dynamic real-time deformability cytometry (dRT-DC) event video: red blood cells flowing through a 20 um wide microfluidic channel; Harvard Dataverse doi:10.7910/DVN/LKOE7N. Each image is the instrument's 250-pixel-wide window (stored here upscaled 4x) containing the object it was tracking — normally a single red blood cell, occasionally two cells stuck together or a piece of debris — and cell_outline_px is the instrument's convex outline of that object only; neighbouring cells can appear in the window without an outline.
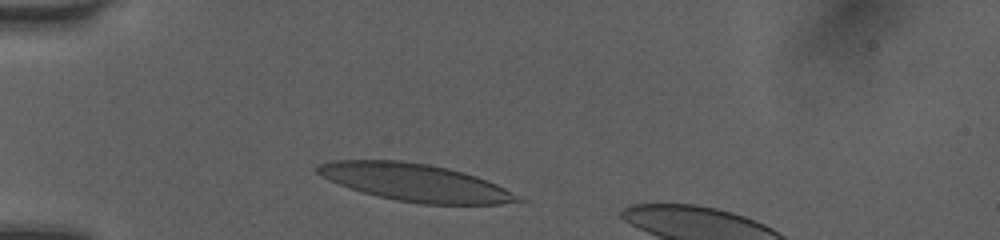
{"species": "human", "species_latin": "Homo sapiens", "temperature_condition": "room temperature", "stored_images_in_passage": 32, "camera_frame_rate_fps": 3000, "um_per_image_px": 0.085, "donor": {"sex": "female"}, "frame": {"image": 1, "passage_image": 4, "time_ms": 1.0, "image_size_px": [1000, 240], "cell_outline_px": [[528, 200], [500, 204], [424, 204], [396, 200], [364, 192], [328, 180], [316, 172], [316, 164], [332, 160], [400, 160], [428, 164], [448, 168], [464, 172], [476, 176], [496, 184]], "centroid_in_image_um": [35.3, 15.5], "position_along_channel_um": 49.7, "area_um2": 43.47}}
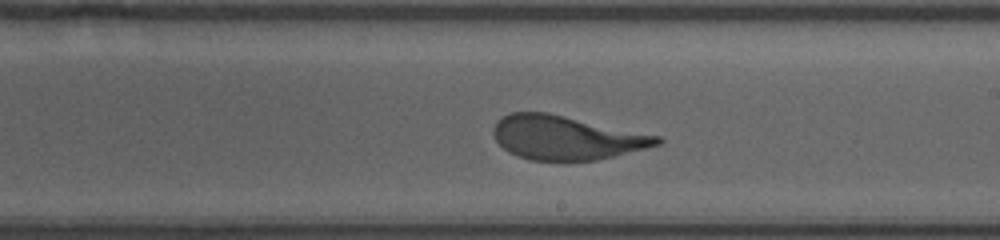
{"frame": {"image": 2, "passage_image": 20, "time_ms": 6.333, "image_size_px": [1000, 240], "cell_outline_px": [[664, 140], [660, 144], [596, 160], [564, 164], [528, 160], [516, 156], [508, 152], [496, 140], [492, 132], [492, 128], [496, 120], [500, 116], [512, 112], [548, 112], [660, 136]], "centroid_in_image_um": [48.06, 11.73], "position_along_channel_um": 240.9, "area_um2": 42.83}}
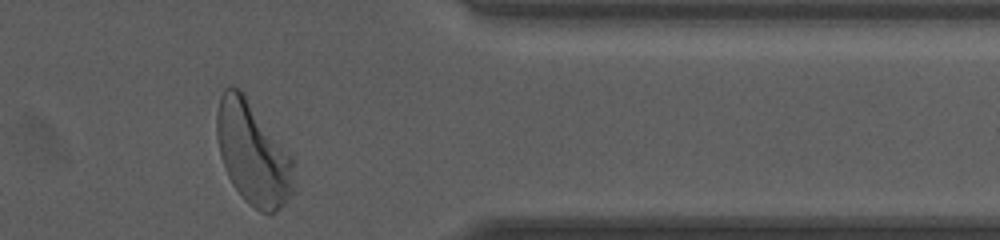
{"frame": {"image": 3, "passage_image": 32, "time_ms": 10.333, "image_size_px": [1000, 240], "cell_outline_px": [[296, 192], [276, 212], [260, 212], [248, 204], [244, 200], [232, 184], [224, 168], [220, 156], [216, 136], [216, 116], [220, 96], [224, 88], [240, 88], [244, 92], [292, 156], [296, 188]], "centroid_in_image_um": [21.51, 13.06], "position_along_channel_um": 389.9, "area_um2": 46.82}, "authors_computed_cell_mechanics": {"area_um2": 42.7431, "velocity_mm_per_s": 4.0246, "shape_relaxation_time_tau1_ms": 3.4894, "shape_relaxation_time_tau2_ms": null, "deformation_change_tau1": 0.1901, "deformation_change_tau2": null}}